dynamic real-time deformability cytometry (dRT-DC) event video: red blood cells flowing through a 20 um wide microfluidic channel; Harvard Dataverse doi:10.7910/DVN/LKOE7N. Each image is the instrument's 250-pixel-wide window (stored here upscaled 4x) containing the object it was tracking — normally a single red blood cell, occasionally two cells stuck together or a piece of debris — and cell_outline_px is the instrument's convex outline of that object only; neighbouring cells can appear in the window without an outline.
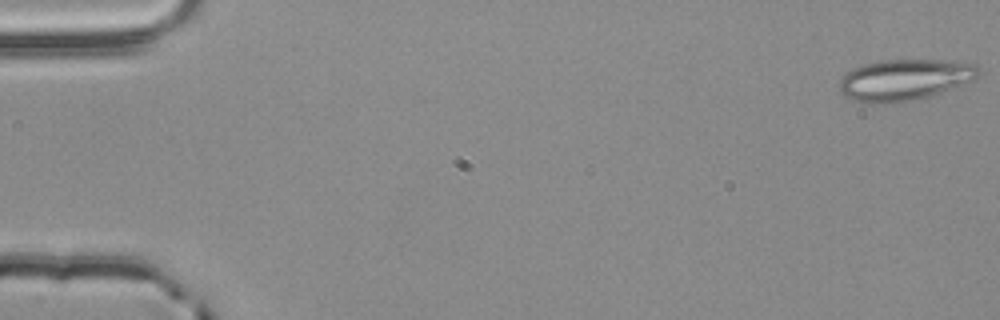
{"species": "common noctule bat (a hibernating species)", "species_latin": "Nyctalus noctula", "temperature_condition": "room temperature", "stored_images_in_passage": 4, "camera_frame_rate_fps": 3000, "um_per_image_px": 0.085, "animal": {"sex": "male", "body_mass_g": 20.4}, "frame": {"image": 1, "passage_image": 1, "time_ms": 0.0, "image_size_px": [1000, 320], "cell_outline_px": [[980, 72], [972, 80], [932, 96], [912, 100], [884, 104], [868, 104], [852, 100], [844, 96], [840, 92], [840, 76], [852, 68], [864, 64], [884, 60], [960, 60], [976, 64], [980, 68]], "centroid_in_image_um": [76.87, 6.78], "position_along_channel_um": 8.1, "area_um2": 33.87}}